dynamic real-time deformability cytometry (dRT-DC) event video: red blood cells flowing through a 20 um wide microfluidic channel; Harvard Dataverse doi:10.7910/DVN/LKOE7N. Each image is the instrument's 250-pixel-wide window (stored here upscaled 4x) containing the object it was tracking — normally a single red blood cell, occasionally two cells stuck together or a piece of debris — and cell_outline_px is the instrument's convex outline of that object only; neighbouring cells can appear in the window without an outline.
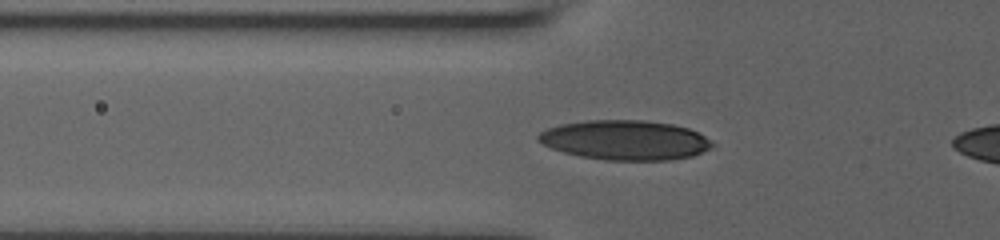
{"species": "human", "species_latin": "Homo sapiens", "temperature_condition": "room temperature", "stored_images_in_passage": 12, "segment_of_instrument_passage": [1, 2], "camera_frame_rate_fps": 3000, "um_per_image_px": 0.085, "donor": {"sex": "male"}, "frame": {"image": 1, "passage_image": 10, "time_ms": 5.333, "image_size_px": [1000, 240], "cell_outline_px": [[716, 144], [712, 148], [692, 156], [672, 160], [604, 160], [580, 156], [564, 152], [552, 148], [536, 140], [536, 136], [540, 132], [548, 128], [560, 124], [588, 120], [644, 120], [672, 124], [688, 128], [704, 136]], "centroid_in_image_um": [53.14, 11.91], "position_along_channel_um": 72.7, "area_um2": 40.29}}